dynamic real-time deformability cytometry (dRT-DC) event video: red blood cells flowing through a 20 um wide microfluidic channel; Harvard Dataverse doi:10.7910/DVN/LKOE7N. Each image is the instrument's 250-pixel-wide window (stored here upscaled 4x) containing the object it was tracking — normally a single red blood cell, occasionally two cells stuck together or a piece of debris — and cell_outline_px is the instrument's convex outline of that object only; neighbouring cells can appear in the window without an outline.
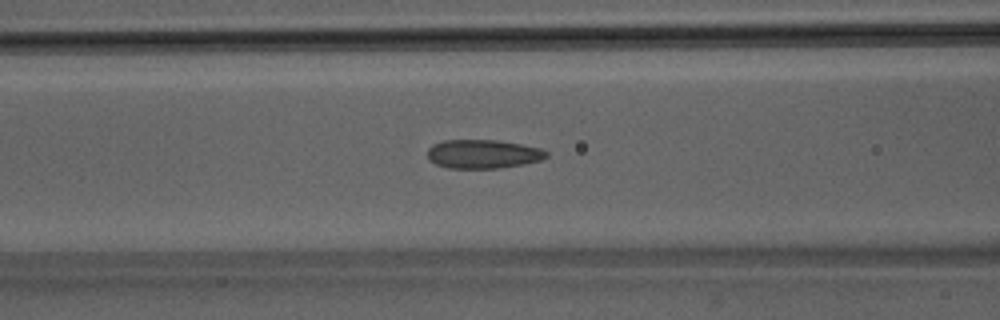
{"species": "Egyptian fruit bat (a non-hibernating species)", "species_latin": "Rousettus aegyptiacus", "temperature_condition": "room temperature", "stored_images_in_passage": 37, "camera_frame_rate_fps": 3000, "um_per_image_px": 0.085, "animal": {"sex": "male"}, "frame": {"image": 1, "passage_image": 11, "time_ms": 3.333, "image_size_px": [1000, 320], "cell_outline_px": [[548, 156], [540, 160], [524, 164], [496, 168], [448, 168], [436, 164], [428, 160], [428, 148], [432, 144], [444, 140], [496, 140], [520, 144], [540, 148], [548, 152]], "centroid_in_image_um": [41.03, 13.09], "position_along_channel_um": 125.6, "area_um2": 19.94}}
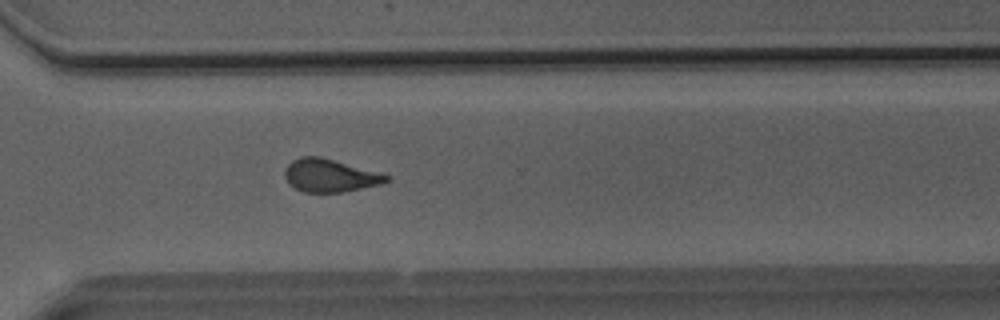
{"frame": {"image": 2, "passage_image": 27, "time_ms": 8.667, "image_size_px": [1000, 320], "cell_outline_px": [[392, 176], [388, 180], [380, 184], [340, 192], [304, 192], [288, 184], [284, 176], [284, 168], [292, 160], [300, 156], [320, 156], [380, 172]], "centroid_in_image_um": [28.01, 14.9], "position_along_channel_um": 342.6, "area_um2": 19.54}}
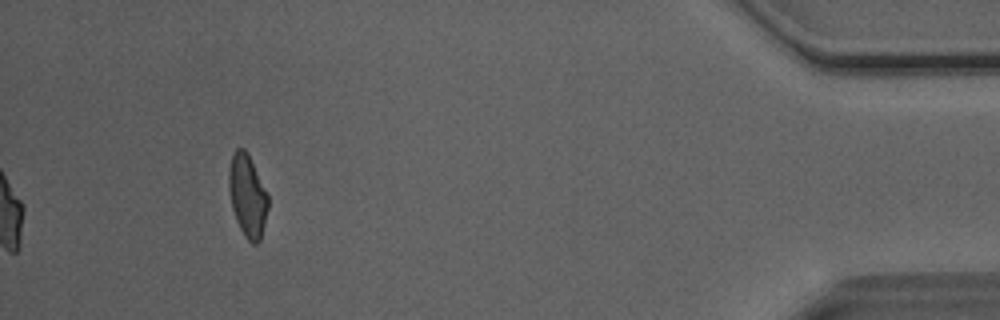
{"frame": {"image": 3, "passage_image": 37, "time_ms": 12.0, "image_size_px": [1000, 320], "cell_outline_px": [[268, 208], [260, 240], [256, 244], [252, 244], [244, 236], [236, 220], [232, 208], [228, 188], [228, 172], [232, 152], [236, 148], [244, 148], [248, 152], [268, 196]], "centroid_in_image_um": [21.01, 16.61], "position_along_channel_um": 414.2, "area_um2": 18.9}, "authors_computed_cell_mechanics": {"area_um2": 19.652, "velocity_mm_per_s": 4.0688, "shape_relaxation_time_tau1_ms": 8.8346, "shape_relaxation_time_tau2_ms": 1.4875, "deformation_change_tau1": 0.1822, "deformation_change_tau2": 0.0838}}